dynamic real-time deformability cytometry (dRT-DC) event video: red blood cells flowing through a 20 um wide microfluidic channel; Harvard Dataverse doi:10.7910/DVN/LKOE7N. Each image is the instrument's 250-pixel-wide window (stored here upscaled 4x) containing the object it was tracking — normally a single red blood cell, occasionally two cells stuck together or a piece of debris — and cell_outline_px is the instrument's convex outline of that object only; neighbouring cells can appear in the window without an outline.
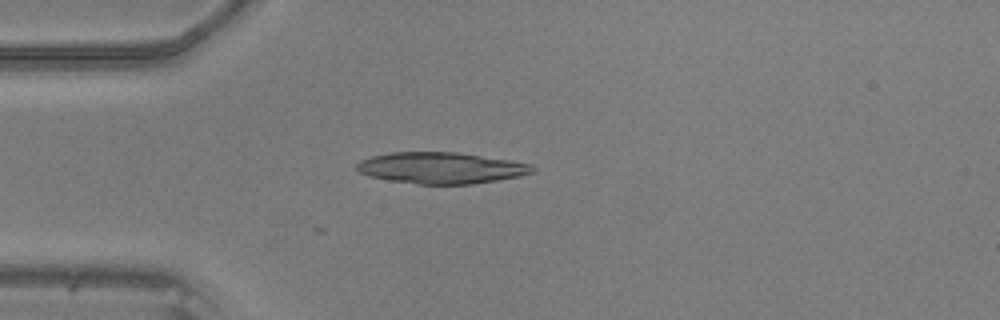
{"species": "common noctule bat (a hibernating species)", "species_latin": "Nyctalus noctula", "temperature_condition": "warm", "stored_images_in_passage": 2, "camera_frame_rate_fps": 3000, "um_per_image_px": 0.085, "animal": {"sex": "male", "body_mass_g": 20.5, "forearm_length_mm": 52.5}, "frame": {"image": 1, "passage_image": 2, "time_ms": 0.333, "image_size_px": [1000, 320], "cell_outline_px": [[536, 168], [532, 172], [520, 176], [472, 184], [420, 184], [388, 180], [368, 176], [360, 172], [356, 168], [356, 164], [360, 160], [372, 156], [392, 152], [456, 152], [508, 160], [532, 164]], "centroid_in_image_um": [37.47, 14.27], "position_along_channel_um": 47.5, "area_um2": 31.91}}